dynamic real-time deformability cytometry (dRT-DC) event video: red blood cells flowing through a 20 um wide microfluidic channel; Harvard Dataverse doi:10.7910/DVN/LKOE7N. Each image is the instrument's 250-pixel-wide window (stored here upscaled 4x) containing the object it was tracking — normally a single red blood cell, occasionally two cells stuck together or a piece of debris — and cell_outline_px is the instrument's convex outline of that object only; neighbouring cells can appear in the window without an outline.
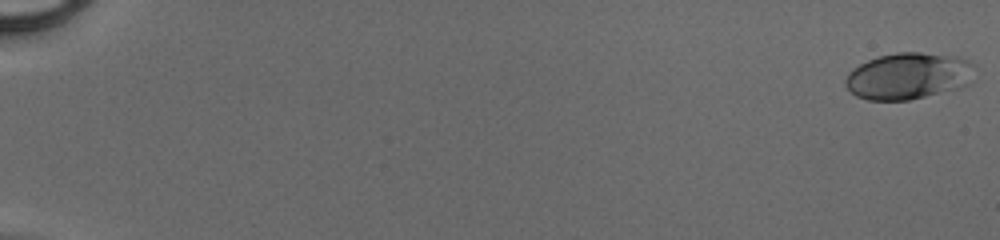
{"species": "human", "species_latin": "Homo sapiens", "temperature_condition": "cold", "stored_images_in_passage": 50, "camera_frame_rate_fps": 3000, "um_per_image_px": 0.085, "donor": {"sex": "male"}, "frame": {"image": 1, "passage_image": 1, "time_ms": 0.0, "image_size_px": [1000, 240], "cell_outline_px": [[976, 64], [972, 84], [908, 100], [868, 100], [856, 96], [844, 84], [844, 80], [848, 72], [852, 68], [868, 60], [880, 56], [896, 52], [920, 52], [956, 56], [968, 60]], "centroid_in_image_um": [77.24, 6.44], "position_along_channel_um": 7.8, "area_um2": 35.32}}
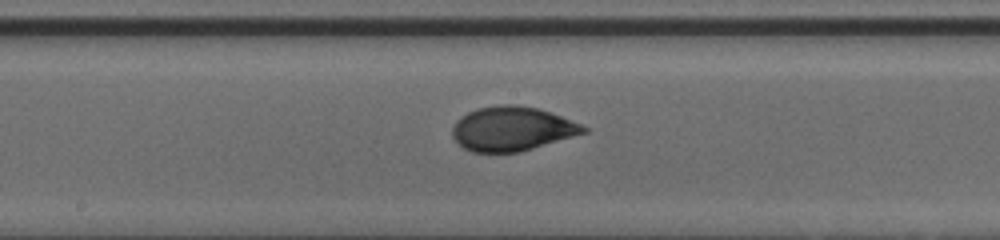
{"frame": {"image": 2, "passage_image": 29, "time_ms": 9.333, "image_size_px": [1000, 240], "cell_outline_px": [[588, 132], [520, 152], [472, 152], [456, 144], [452, 136], [452, 128], [456, 120], [460, 116], [476, 108], [500, 104], [516, 104], [536, 108], [560, 116], [580, 124], [588, 128]], "centroid_in_image_um": [43.47, 10.95], "position_along_channel_um": 204.7, "area_um2": 33.93}}
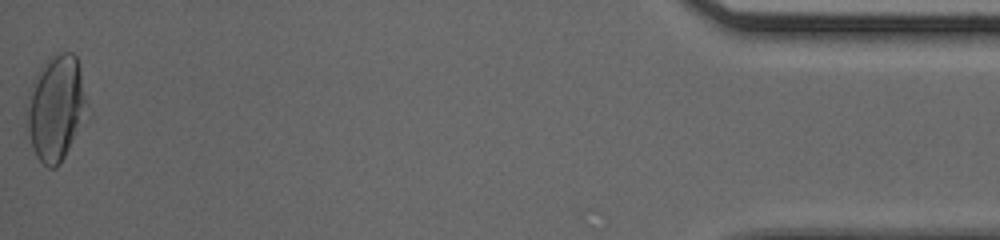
{"frame": {"image": 3, "passage_image": 50, "time_ms": 16.333, "image_size_px": [1000, 240], "cell_outline_px": [[88, 104], [68, 148], [60, 164], [56, 168], [48, 168], [36, 156], [32, 148], [28, 132], [24, 112], [24, 108], [32, 80], [36, 72], [48, 60], [60, 52], [72, 52], [76, 56], [80, 68]], "centroid_in_image_um": [4.69, 9.15], "position_along_channel_um": 430.5, "area_um2": 36.7}}